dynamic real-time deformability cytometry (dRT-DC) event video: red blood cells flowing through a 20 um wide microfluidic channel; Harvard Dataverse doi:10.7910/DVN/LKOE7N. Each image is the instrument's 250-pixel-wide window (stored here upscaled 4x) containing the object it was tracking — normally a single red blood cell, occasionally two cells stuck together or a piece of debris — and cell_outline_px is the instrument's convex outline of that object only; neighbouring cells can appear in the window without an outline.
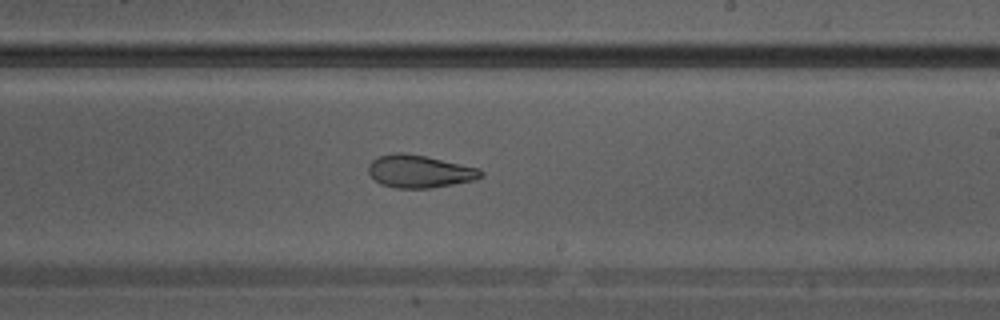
{"species": "Egyptian fruit bat (a non-hibernating species)", "species_latin": "Rousettus aegyptiacus", "temperature_condition": "warm", "stored_images_in_passage": 30, "camera_frame_rate_fps": 3000, "um_per_image_px": 0.085, "animal": {"sex": "male"}, "frame": {"image": 1, "passage_image": 18, "time_ms": 5.667, "image_size_px": [1000, 320], "cell_outline_px": [[484, 176], [476, 180], [428, 188], [396, 188], [380, 184], [368, 172], [368, 164], [376, 156], [396, 152], [400, 152], [424, 156], [480, 168], [484, 172]], "centroid_in_image_um": [35.66, 14.56], "position_along_channel_um": 253.3, "area_um2": 21.44}}